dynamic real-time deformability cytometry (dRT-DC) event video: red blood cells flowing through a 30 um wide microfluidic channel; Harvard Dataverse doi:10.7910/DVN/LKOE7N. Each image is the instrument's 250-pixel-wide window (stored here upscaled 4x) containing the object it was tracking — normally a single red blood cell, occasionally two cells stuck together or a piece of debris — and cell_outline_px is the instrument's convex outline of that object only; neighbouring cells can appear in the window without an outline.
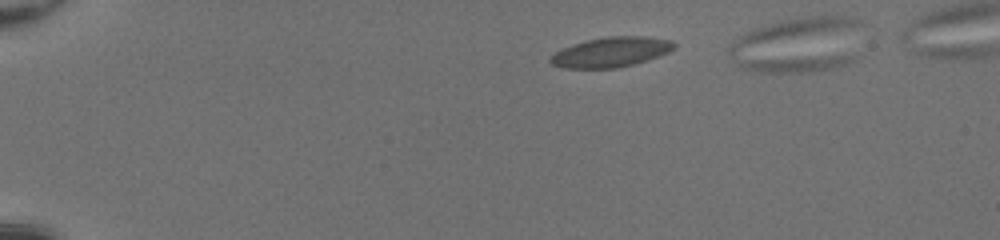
{"species": "common noctule bat (a hibernating species)", "species_latin": "Nyctalus noctula", "temperature_condition": "room temperature", "stored_images_in_passage": 6, "segment_of_instrument_passage": [2, 2], "camera_frame_rate_fps": 3000, "um_per_image_px": 0.085, "animal": {"sex": "female", "body_mass_g": 20.0, "forearm_length_mm": 54.0}, "frame": {"image": 1, "passage_image": 6, "time_ms": 1.667, "image_size_px": [1000, 240], "cell_outline_px": [[852, 60], [844, 64], [828, 68], [800, 72], [768, 72], [748, 68], [740, 64], [740, 60], [756, 56], [848, 56]], "centroid_in_image_um": [67.42, 5.36], "position_along_channel_um": 17.6, "area_um2": 10.35}}